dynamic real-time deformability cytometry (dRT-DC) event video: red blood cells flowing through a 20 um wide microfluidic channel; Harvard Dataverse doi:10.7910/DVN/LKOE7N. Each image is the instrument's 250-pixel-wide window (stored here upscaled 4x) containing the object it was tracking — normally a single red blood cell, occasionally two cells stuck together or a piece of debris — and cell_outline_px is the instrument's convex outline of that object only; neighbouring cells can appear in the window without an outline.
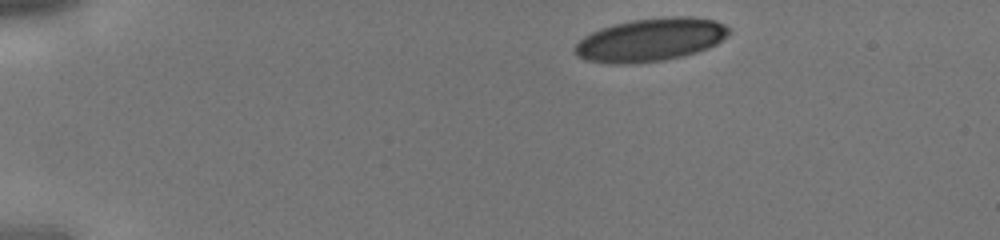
{"species": "human", "species_latin": "Homo sapiens", "temperature_condition": "cold", "stored_images_in_passage": 34, "camera_frame_rate_fps": 3000, "um_per_image_px": 0.085, "donor": {"sex": "male"}, "frame": {"image": 1, "passage_image": 1, "time_ms": 0.0, "image_size_px": [1000, 240], "cell_outline_px": [[732, 32], [728, 36], [716, 44], [708, 48], [684, 56], [664, 60], [632, 64], [612, 64], [584, 60], [576, 56], [572, 52], [572, 48], [584, 36], [600, 28], [632, 20], [668, 16], [692, 16], [716, 20], [732, 28]], "centroid_in_image_um": [55.31, 3.38], "position_along_channel_um": 29.7, "area_um2": 39.3}}
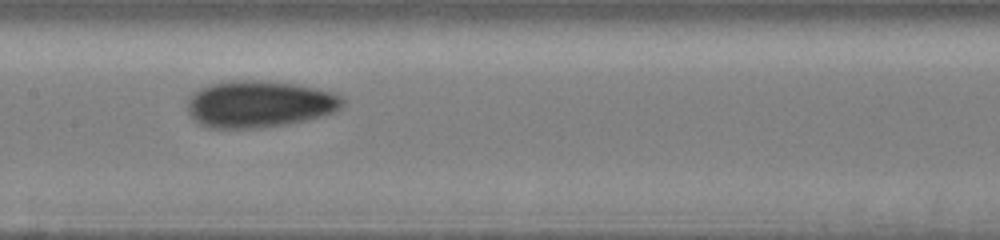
{"frame": {"image": 2, "passage_image": 15, "time_ms": 4.667, "image_size_px": [1000, 240], "cell_outline_px": [[348, 100], [344, 108], [324, 116], [284, 124], [260, 128], [208, 128], [192, 120], [188, 112], [188, 96], [192, 92], [200, 88], [212, 84], [232, 80], [260, 80], [296, 84], [340, 92]], "centroid_in_image_um": [22.12, 8.84], "position_along_channel_um": 185.3, "area_um2": 43.23}}
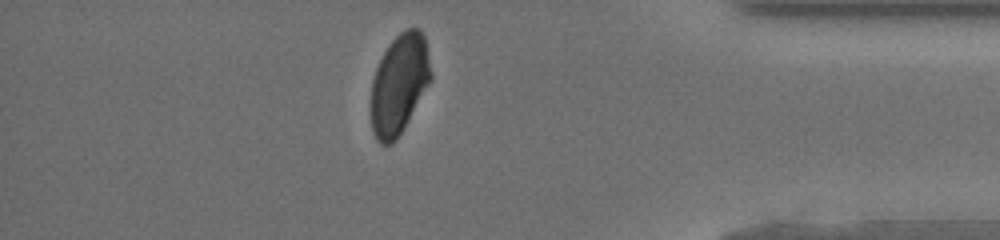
{"frame": {"image": 3, "passage_image": 29, "time_ms": 9.333, "image_size_px": [1000, 240], "cell_outline_px": [[432, 80], [404, 128], [396, 140], [392, 144], [380, 144], [376, 140], [372, 132], [372, 80], [376, 68], [388, 44], [400, 32], [408, 28], [416, 28], [424, 36], [432, 76]], "centroid_in_image_um": [33.94, 7.18], "position_along_channel_um": 401.3, "area_um2": 34.68}}